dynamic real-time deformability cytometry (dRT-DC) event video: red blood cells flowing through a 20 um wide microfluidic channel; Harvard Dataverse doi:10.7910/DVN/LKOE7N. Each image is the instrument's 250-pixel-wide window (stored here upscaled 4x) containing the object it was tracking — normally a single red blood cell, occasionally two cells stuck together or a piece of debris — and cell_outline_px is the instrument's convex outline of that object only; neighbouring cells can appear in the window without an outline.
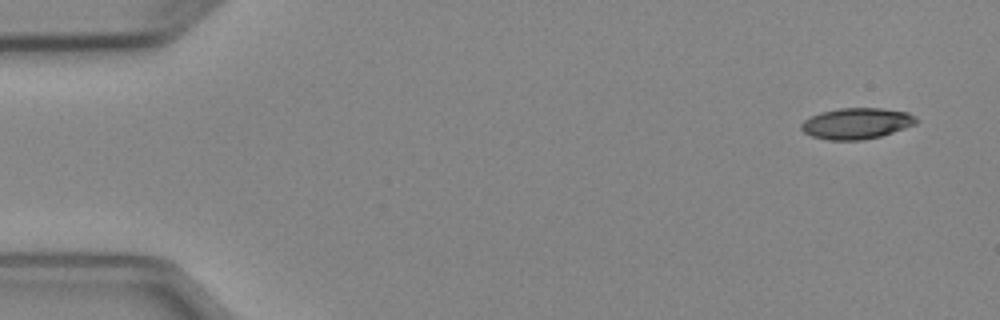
{"species": "Egyptian fruit bat (a non-hibernating species)", "species_latin": "Rousettus aegyptiacus", "temperature_condition": "cold", "stored_images_in_passage": 7, "camera_frame_rate_fps": 3000, "um_per_image_px": 0.085, "animal": {"sex": "female"}, "frame": {"image": 1, "passage_image": 1, "time_ms": 0.0, "image_size_px": [1000, 320], "cell_outline_px": [[916, 124], [880, 136], [860, 140], [828, 140], [812, 136], [804, 132], [800, 128], [800, 124], [804, 120], [820, 112], [840, 108], [880, 108], [908, 112], [916, 116]], "centroid_in_image_um": [72.79, 10.49], "position_along_channel_um": 12.2, "area_um2": 20.69}}
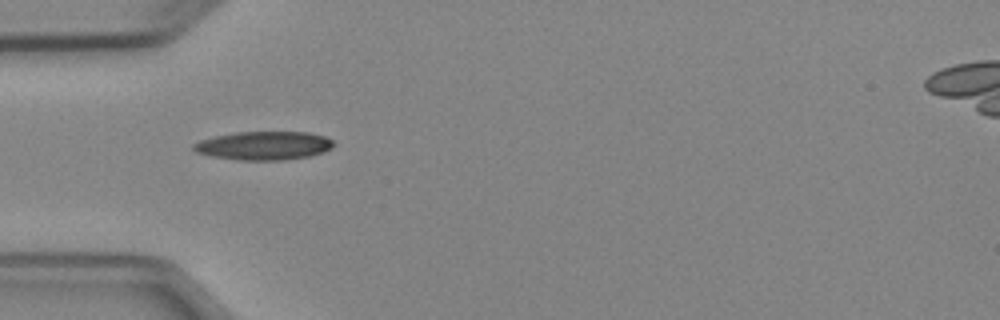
{"frame": {"image": 2, "passage_image": 4, "time_ms": 4.333, "image_size_px": [1000, 320], "cell_outline_px": [[336, 144], [332, 148], [308, 156], [284, 160], [240, 160], [212, 156], [196, 152], [192, 148], [192, 144], [200, 140], [216, 136], [236, 132], [308, 132], [324, 136], [332, 140]], "centroid_in_image_um": [22.42, 12.37], "position_along_channel_um": 62.6, "area_um2": 23.18}}